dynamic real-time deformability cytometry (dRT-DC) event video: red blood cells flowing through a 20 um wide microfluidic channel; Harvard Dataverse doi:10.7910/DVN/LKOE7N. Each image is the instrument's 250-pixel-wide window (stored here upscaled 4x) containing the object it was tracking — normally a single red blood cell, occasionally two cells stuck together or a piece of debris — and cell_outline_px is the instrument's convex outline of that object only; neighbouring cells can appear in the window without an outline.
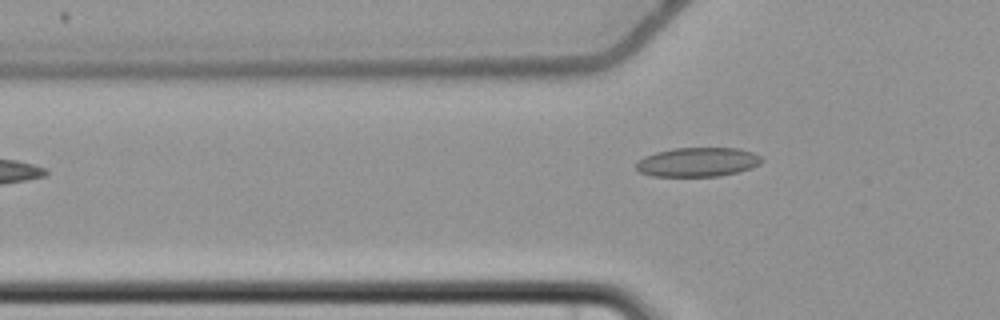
{"species": "common noctule bat (a hibernating species)", "species_latin": "Nyctalus noctula", "temperature_condition": "cold", "stored_images_in_passage": 5, "camera_frame_rate_fps": 3000, "um_per_image_px": 0.085, "animal": {"sex": "female", "body_mass_g": 22.7, "forearm_length_mm": 54.2}, "frame": {"image": 1, "passage_image": 5, "time_ms": 5.667, "image_size_px": [1000, 320], "cell_outline_px": [[764, 160], [760, 164], [736, 172], [720, 176], [652, 176], [640, 172], [636, 168], [636, 164], [644, 156], [656, 152], [672, 148], [740, 148], [752, 152], [760, 156]], "centroid_in_image_um": [59.3, 13.77], "position_along_channel_um": 66.5, "area_um2": 21.27}}